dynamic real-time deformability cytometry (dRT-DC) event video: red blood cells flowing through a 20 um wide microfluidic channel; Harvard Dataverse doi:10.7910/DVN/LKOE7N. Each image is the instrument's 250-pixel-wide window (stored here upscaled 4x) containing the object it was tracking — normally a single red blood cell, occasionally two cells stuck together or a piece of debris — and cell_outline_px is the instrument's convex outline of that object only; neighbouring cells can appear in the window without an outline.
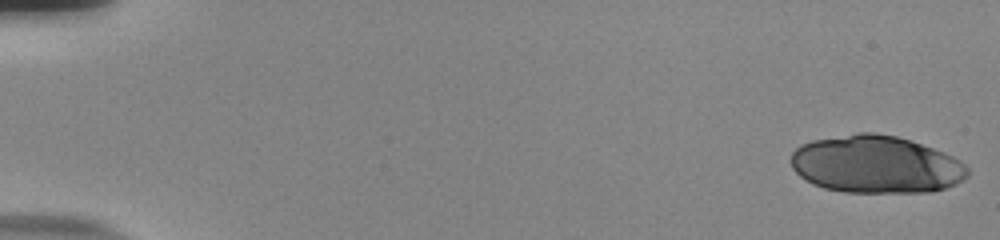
{"species": "human", "species_latin": "Homo sapiens", "temperature_condition": "room temperature", "stored_images_in_passage": 54, "camera_frame_rate_fps": 3000, "um_per_image_px": 0.085, "donor": {"sex": "male"}, "frame": {"image": 1, "passage_image": 1, "time_ms": 0.0, "image_size_px": [1000, 240], "cell_outline_px": [[968, 176], [956, 184], [932, 192], [844, 192], [824, 188], [812, 184], [800, 176], [792, 168], [792, 152], [800, 144], [812, 140], [860, 132], [876, 132], [896, 136], [944, 152], [960, 160], [968, 168]], "centroid_in_image_um": [74.45, 13.98], "position_along_channel_um": 10.6, "area_um2": 59.3}}
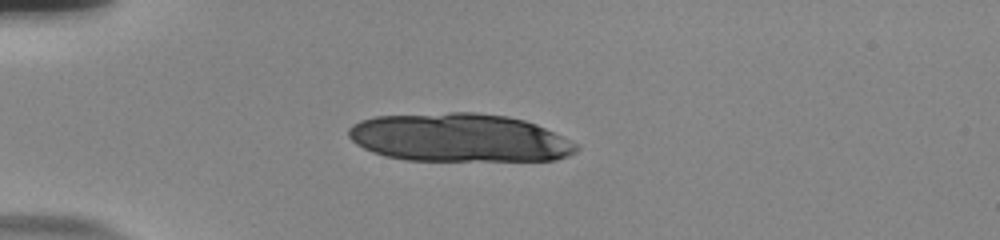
{"frame": {"image": 2, "passage_image": 15, "time_ms": 4.667, "image_size_px": [1000, 240], "cell_outline_px": [[580, 148], [576, 152], [568, 156], [556, 160], [404, 160], [384, 156], [372, 152], [356, 144], [348, 136], [348, 128], [352, 124], [360, 120], [376, 116], [448, 112], [476, 112], [508, 116], [524, 120], [536, 124], [576, 144]], "centroid_in_image_um": [39.0, 11.7], "position_along_channel_um": 46.0, "area_um2": 64.22}}
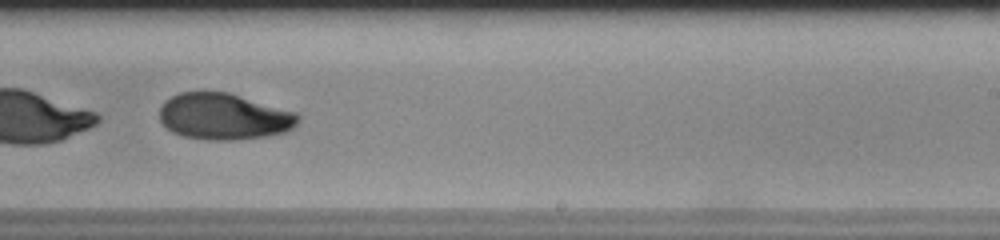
{"frame": {"image": 3, "passage_image": 36, "time_ms": 11.667, "image_size_px": [1000, 240], "cell_outline_px": [[300, 120], [292, 128], [284, 132], [264, 136], [232, 140], [208, 140], [184, 136], [172, 132], [160, 120], [160, 108], [164, 100], [180, 92], [228, 92], [296, 112], [300, 116]], "centroid_in_image_um": [19.03, 9.9], "position_along_channel_um": 270.0, "area_um2": 37.28}}